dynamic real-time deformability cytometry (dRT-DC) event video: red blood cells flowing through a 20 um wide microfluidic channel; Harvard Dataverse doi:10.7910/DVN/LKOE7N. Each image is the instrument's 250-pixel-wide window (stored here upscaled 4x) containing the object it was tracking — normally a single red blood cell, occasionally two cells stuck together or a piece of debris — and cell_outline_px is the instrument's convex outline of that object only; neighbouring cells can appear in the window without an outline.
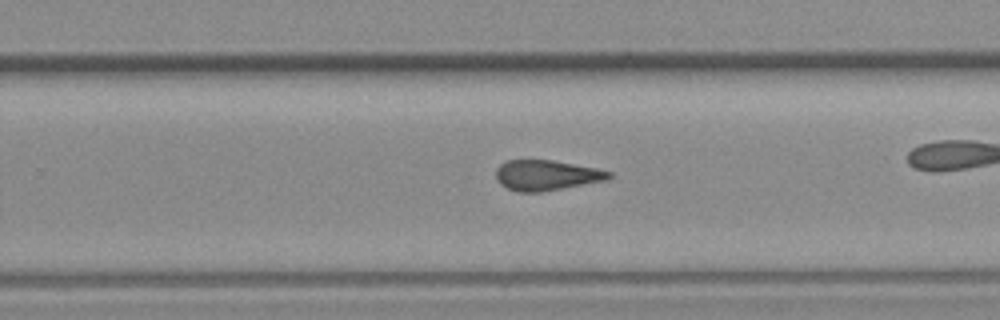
{"species": "common noctule bat (a hibernating species)", "species_latin": "Nyctalus noctula", "temperature_condition": "room temperature", "stored_images_in_passage": 26, "camera_frame_rate_fps": 3000, "um_per_image_px": 0.085, "animal": {"sex": "female", "body_mass_g": 19.3, "forearm_length_mm": 54.1}, "frame": {"image": 1, "passage_image": 19, "time_ms": 6.0, "image_size_px": [1000, 320], "cell_outline_px": [[616, 176], [608, 180], [540, 192], [516, 192], [500, 184], [496, 180], [496, 168], [500, 164], [508, 160], [552, 160], [596, 168], [612, 172]], "centroid_in_image_um": [46.47, 14.9], "position_along_channel_um": 283.3, "area_um2": 20.11}}